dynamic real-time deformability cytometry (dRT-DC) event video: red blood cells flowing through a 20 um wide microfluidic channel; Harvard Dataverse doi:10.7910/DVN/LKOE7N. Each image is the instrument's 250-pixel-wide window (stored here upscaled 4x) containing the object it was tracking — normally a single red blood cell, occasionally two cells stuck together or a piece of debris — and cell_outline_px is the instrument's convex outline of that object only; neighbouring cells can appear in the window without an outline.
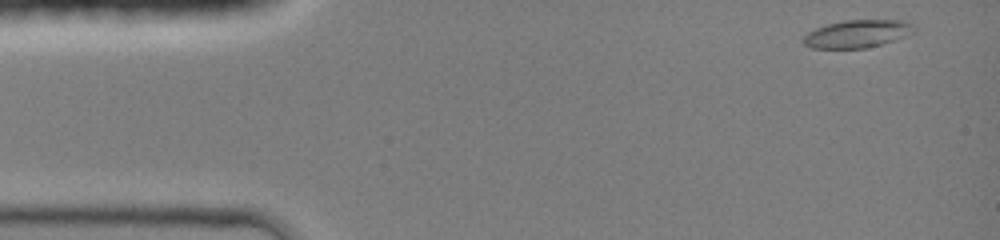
{"species": "common noctule bat (a hibernating species)", "species_latin": "Nyctalus noctula", "temperature_condition": "room temperature", "stored_images_in_passage": 40, "camera_frame_rate_fps": 3000, "um_per_image_px": 0.085, "animal": {"sex": "female", "body_mass_g": 19.0, "forearm_length_mm": 51.5}, "frame": {"image": 1, "passage_image": 1, "time_ms": 0.0, "image_size_px": [1000, 240], "cell_outline_px": [[916, 32], [880, 44], [864, 48], [812, 48], [804, 44], [800, 40], [808, 32], [816, 28], [828, 24], [844, 20], [904, 20], [912, 24], [916, 28]], "centroid_in_image_um": [72.86, 2.86], "position_along_channel_um": 12.1, "area_um2": 17.8}}
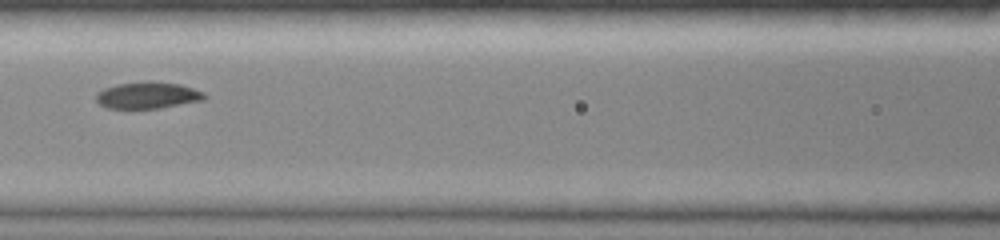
{"frame": {"image": 2, "passage_image": 18, "time_ms": 5.667, "image_size_px": [1000, 240], "cell_outline_px": [[208, 96], [204, 100], [160, 108], [108, 108], [100, 104], [96, 100], [96, 92], [104, 88], [116, 84], [144, 80], [152, 80], [180, 84], [204, 92]], "centroid_in_image_um": [12.56, 8.07], "position_along_channel_um": 154.0, "area_um2": 17.11}}
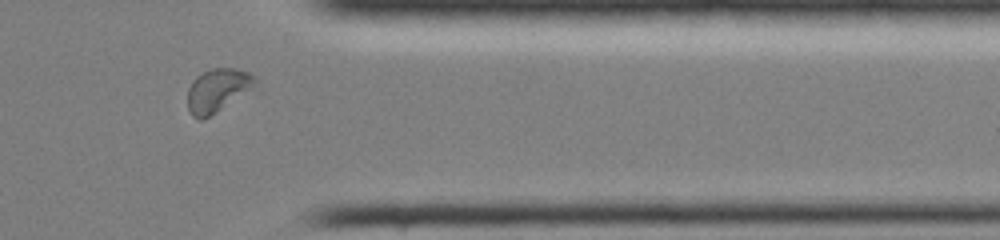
{"frame": {"image": 3, "passage_image": 35, "time_ms": 11.333, "image_size_px": [1000, 240], "cell_outline_px": [[260, 92], [204, 120], [200, 120], [192, 116], [188, 108], [188, 88], [192, 80], [196, 76], [212, 68], [232, 68], [248, 72], [256, 76]], "centroid_in_image_um": [18.67, 7.74], "position_along_channel_um": 392.7, "area_um2": 18.79}, "authors_computed_cell_mechanics": {"area_um2": 17.34, "velocity_mm_per_s": 4.242, "shape_relaxation_time_tau1_ms": 4.6289, "shape_relaxation_time_tau2_ms": 4.2979, "deformation_change_tau1": 0.1624, "deformation_change_tau2": 0.0651}}